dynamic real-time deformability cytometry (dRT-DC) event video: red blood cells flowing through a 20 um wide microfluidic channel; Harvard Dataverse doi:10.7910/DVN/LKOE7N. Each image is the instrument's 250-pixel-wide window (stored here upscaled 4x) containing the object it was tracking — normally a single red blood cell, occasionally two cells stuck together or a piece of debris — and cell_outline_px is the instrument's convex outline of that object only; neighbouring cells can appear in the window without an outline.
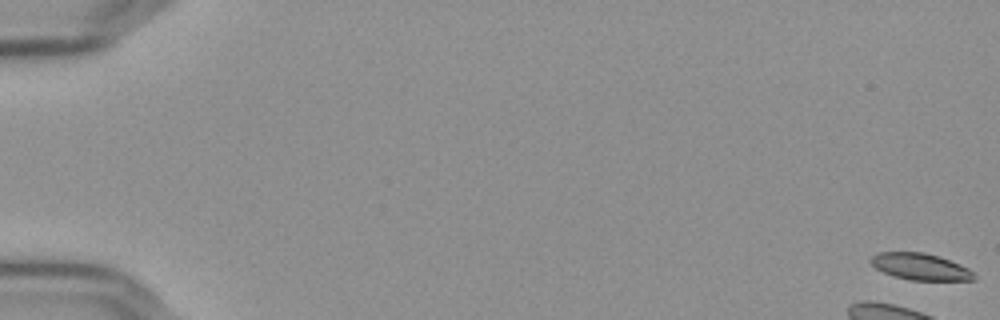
{"species": "Egyptian fruit bat (a non-hibernating species)", "species_latin": "Rousettus aegyptiacus", "temperature_condition": "cold", "stored_images_in_passage": 30, "segment_of_instrument_passage": [1, 2], "camera_frame_rate_fps": 3000, "um_per_image_px": 0.085, "frame": {"image": 1, "passage_image": 1, "time_ms": 0.0, "image_size_px": [1000, 320], "cell_outline_px": [[976, 280], [912, 280], [896, 276], [884, 272], [876, 268], [868, 260], [876, 252], [924, 252], [960, 264], [968, 268], [976, 276]], "centroid_in_image_um": [78.22, 22.66], "position_along_channel_um": 6.8, "area_um2": 15.84}}